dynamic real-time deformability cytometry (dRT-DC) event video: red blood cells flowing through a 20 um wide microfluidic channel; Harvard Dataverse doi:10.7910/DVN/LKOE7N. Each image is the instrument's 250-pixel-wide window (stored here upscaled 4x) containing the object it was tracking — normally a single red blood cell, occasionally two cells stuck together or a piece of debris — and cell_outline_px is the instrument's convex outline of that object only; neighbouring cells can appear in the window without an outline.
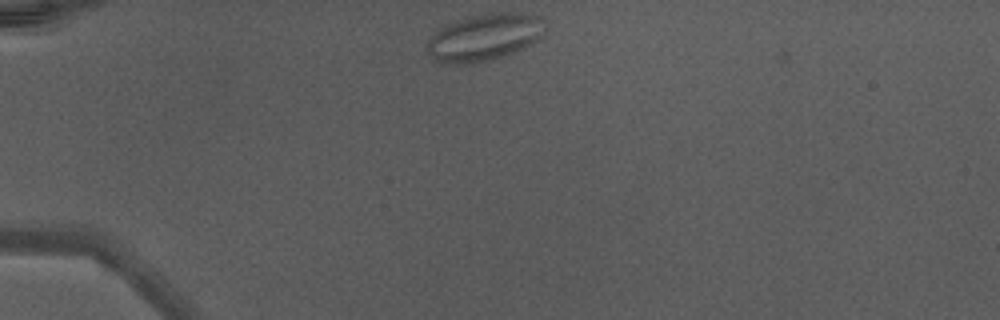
{"species": "Egyptian fruit bat (a non-hibernating species)", "species_latin": "Rousettus aegyptiacus", "temperature_condition": "warm", "stored_images_in_passage": 36, "camera_frame_rate_fps": 3000, "um_per_image_px": 0.085, "animal": {"sex": "male"}, "frame": {"image": 1, "passage_image": 1, "time_ms": 0.0, "image_size_px": [1000, 320], "cell_outline_px": [[544, 36], [504, 56], [476, 64], [440, 64], [432, 60], [428, 52], [428, 40], [436, 32], [448, 24], [464, 16], [488, 12], [516, 12], [540, 16], [544, 20]], "centroid_in_image_um": [41.15, 3.16], "position_along_channel_um": 43.8, "area_um2": 32.66}}
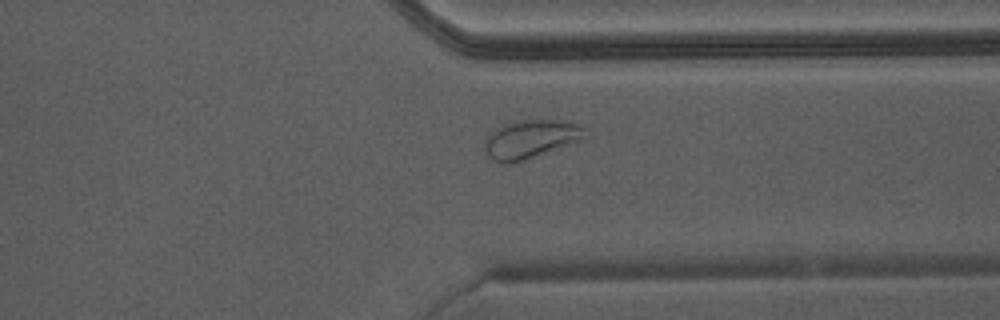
{"frame": {"image": 2, "passage_image": 26, "time_ms": 8.333, "image_size_px": [1000, 320], "cell_outline_px": [[588, 136], [580, 140], [524, 160], [508, 164], [496, 160], [488, 156], [484, 152], [484, 140], [492, 132], [508, 124], [520, 120], [564, 120], [580, 124], [584, 128]], "centroid_in_image_um": [45.13, 11.82], "position_along_channel_um": 366.3, "area_um2": 22.08}, "authors_computed_cell_mechanics": {"area_um2": 23.3512, "velocity_mm_per_s": 4.3776, "shape_relaxation_time_tau1_ms": null, "shape_relaxation_time_tau2_ms": 0.7064, "deformation_change_tau1": null, "deformation_change_tau2": 0.0586}}